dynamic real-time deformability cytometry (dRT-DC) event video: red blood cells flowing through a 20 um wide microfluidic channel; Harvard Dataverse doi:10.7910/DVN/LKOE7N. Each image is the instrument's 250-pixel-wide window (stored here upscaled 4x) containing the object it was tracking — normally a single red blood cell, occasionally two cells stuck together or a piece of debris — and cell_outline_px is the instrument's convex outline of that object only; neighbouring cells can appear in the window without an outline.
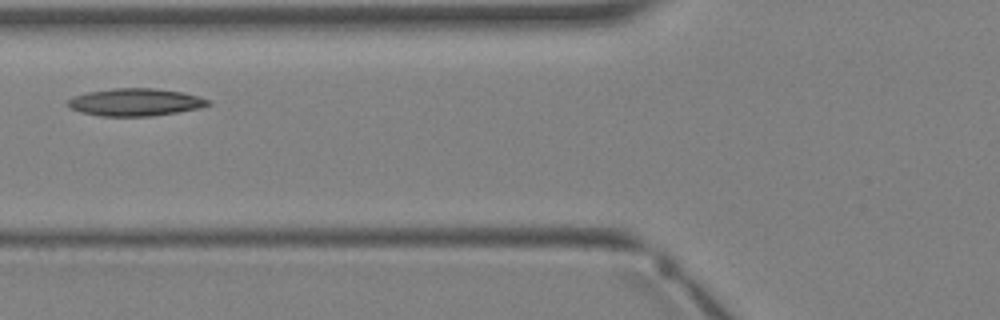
{"species": "Egyptian fruit bat (a non-hibernating species)", "species_latin": "Rousettus aegyptiacus", "temperature_condition": "warm", "stored_images_in_passage": 4, "camera_frame_rate_fps": 3000, "um_per_image_px": 0.085, "animal": {"sex": "female"}, "frame": {"image": 1, "passage_image": 4, "time_ms": 3.333, "image_size_px": [1000, 320], "cell_outline_px": [[212, 104], [196, 108], [176, 112], [152, 116], [100, 116], [80, 112], [72, 108], [68, 104], [68, 100], [72, 96], [88, 92], [112, 88], [152, 88], [184, 92], [212, 100]], "centroid_in_image_um": [11.51, 8.68], "position_along_channel_um": 114.3, "area_um2": 22.43}}